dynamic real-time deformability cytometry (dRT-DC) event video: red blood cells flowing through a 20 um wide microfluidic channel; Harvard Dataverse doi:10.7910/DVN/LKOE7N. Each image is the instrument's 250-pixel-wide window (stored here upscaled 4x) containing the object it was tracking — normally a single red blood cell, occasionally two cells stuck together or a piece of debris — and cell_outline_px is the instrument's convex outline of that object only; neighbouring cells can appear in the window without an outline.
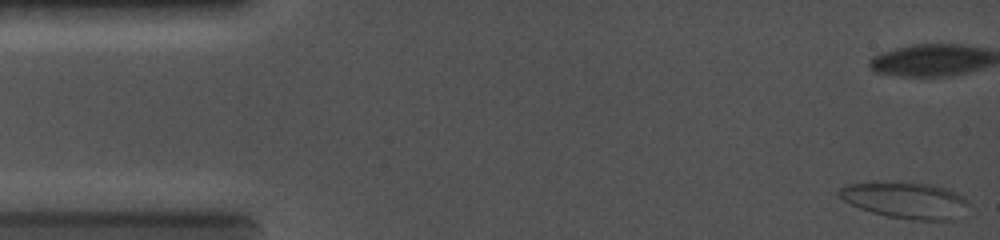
{"species": "common noctule bat (a hibernating species)", "species_latin": "Nyctalus noctula", "temperature_condition": "cold", "stored_images_in_passage": 64, "camera_frame_rate_fps": 5000, "um_per_image_px": 0.085, "animal": {"sex": "female", "body_mass_g": 19.0, "forearm_length_mm": 56.7}, "frame": {"image": 1, "passage_image": 1, "time_ms": 0.0, "image_size_px": [1000, 240], "cell_outline_px": [[972, 204], [952, 220], [912, 220], [888, 216], [872, 212], [860, 208], [844, 200], [836, 192], [840, 188], [848, 184], [892, 180], [932, 184], [948, 188], [964, 196]], "centroid_in_image_um": [77.0, 16.98], "position_along_channel_um": 8.0, "area_um2": 27.92}}
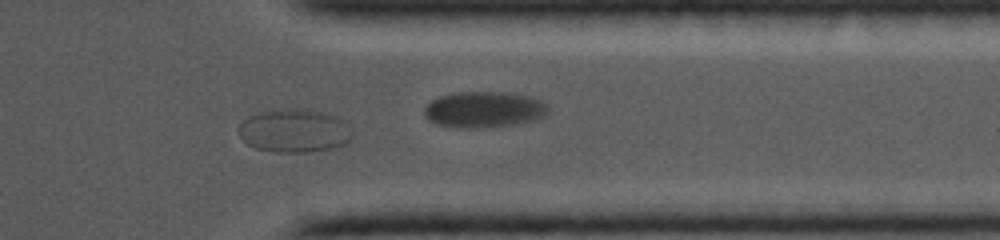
{"frame": {"image": 2, "passage_image": 55, "time_ms": 11.2, "image_size_px": [1000, 240], "cell_outline_px": [[352, 140], [348, 144], [340, 148], [304, 152], [276, 152], [256, 148], [248, 144], [240, 136], [240, 124], [248, 116], [264, 112], [296, 108], [320, 112], [336, 116], [344, 120], [352, 132]], "centroid_in_image_um": [25.1, 11.14], "position_along_channel_um": 386.3, "area_um2": 28.61}}